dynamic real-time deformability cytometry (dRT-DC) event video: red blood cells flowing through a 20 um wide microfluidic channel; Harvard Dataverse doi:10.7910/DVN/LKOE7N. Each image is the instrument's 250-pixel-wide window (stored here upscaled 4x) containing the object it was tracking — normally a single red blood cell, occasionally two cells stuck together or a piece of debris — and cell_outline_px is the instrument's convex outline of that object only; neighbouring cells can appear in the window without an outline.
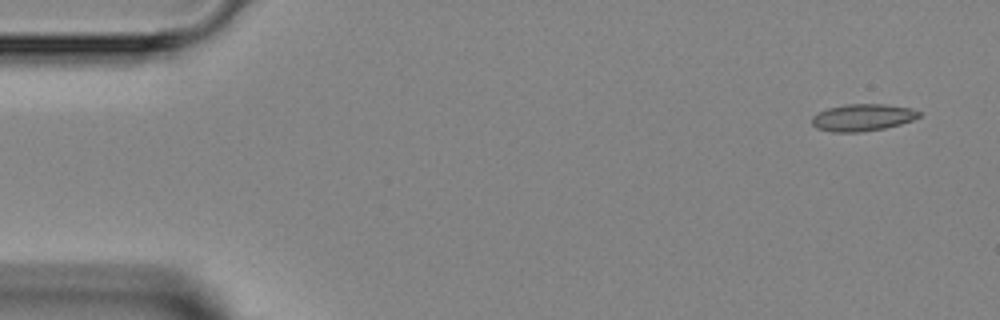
{"species": "Egyptian fruit bat (a non-hibernating species)", "species_latin": "Rousettus aegyptiacus", "temperature_condition": "room temperature", "stored_images_in_passage": 4, "camera_frame_rate_fps": 3000, "um_per_image_px": 0.085, "animal": {"sex": "female"}, "frame": {"image": 1, "passage_image": 1, "time_ms": 0.0, "image_size_px": [1000, 320], "cell_outline_px": [[920, 116], [912, 120], [900, 124], [884, 128], [860, 132], [832, 132], [816, 128], [812, 124], [812, 116], [828, 108], [844, 104], [884, 104], [912, 108], [920, 112]], "centroid_in_image_um": [73.31, 9.98], "position_along_channel_um": 11.7, "area_um2": 16.82}}
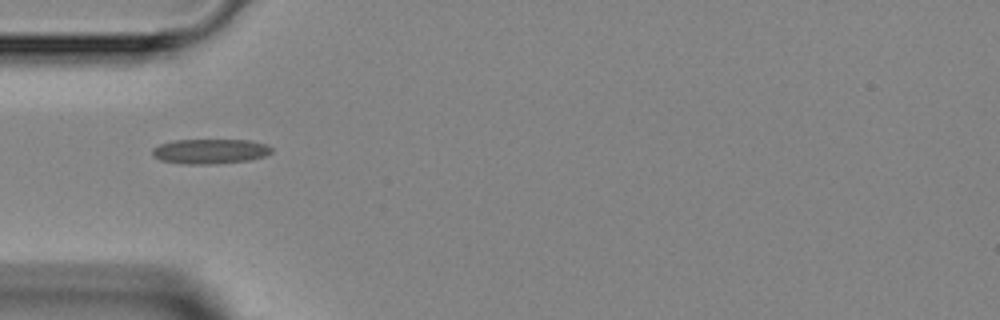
{"frame": {"image": 2, "passage_image": 4, "time_ms": 4.0, "image_size_px": [1000, 320], "cell_outline_px": [[272, 152], [264, 156], [248, 160], [212, 164], [184, 164], [160, 160], [152, 156], [152, 148], [160, 144], [176, 140], [252, 140], [264, 144], [272, 148]], "centroid_in_image_um": [17.83, 12.86], "position_along_channel_um": 67.2, "area_um2": 17.22}}